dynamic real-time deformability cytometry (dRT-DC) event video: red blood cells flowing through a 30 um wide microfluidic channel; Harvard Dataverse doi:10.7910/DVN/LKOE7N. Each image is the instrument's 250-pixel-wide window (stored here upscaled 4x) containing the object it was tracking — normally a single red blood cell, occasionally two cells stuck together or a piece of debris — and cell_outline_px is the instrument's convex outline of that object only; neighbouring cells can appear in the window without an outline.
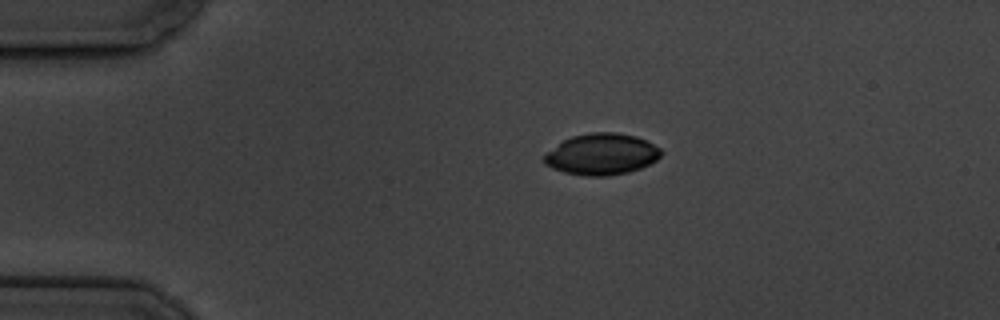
{"species": "common noctule bat (a hibernating species)", "species_latin": "Nyctalus noctula", "temperature_condition": "cold", "stored_images_in_passage": 7, "camera_frame_rate_fps": 3000, "um_per_image_px": 0.085, "animal": {"sex": "male", "body_mass_g": 19.5, "forearm_length_mm": 54.6}, "frame": {"image": 1, "passage_image": 1, "time_ms": 0.0, "image_size_px": [1000, 320], "cell_outline_px": [[664, 152], [656, 160], [640, 168], [628, 172], [608, 176], [584, 176], [564, 172], [552, 168], [544, 164], [540, 160], [548, 152], [564, 140], [572, 136], [592, 132], [616, 132], [636, 136], [660, 148]], "centroid_in_image_um": [51.13, 13.11], "position_along_channel_um": 33.9, "area_um2": 28.09}}
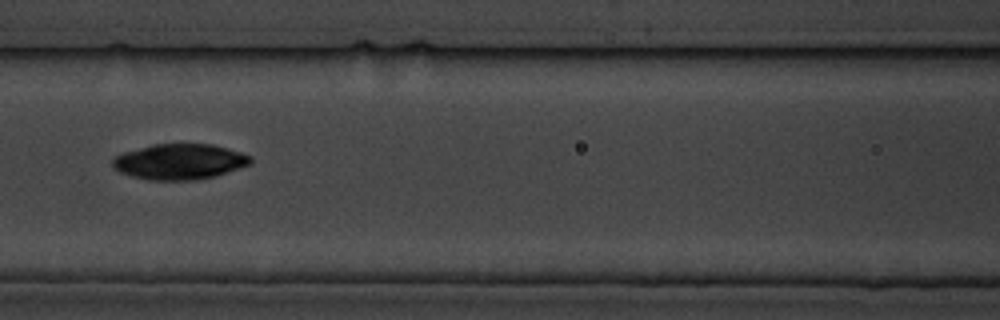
{"frame": {"image": 2, "passage_image": 5, "time_ms": 4.667, "image_size_px": [1000, 320], "cell_outline_px": [[252, 164], [216, 176], [196, 180], [148, 180], [132, 176], [120, 172], [112, 168], [112, 156], [124, 152], [152, 144], [212, 144], [228, 148], [252, 156]], "centroid_in_image_um": [15.26, 13.74], "position_along_channel_um": 151.3, "area_um2": 28.9}}
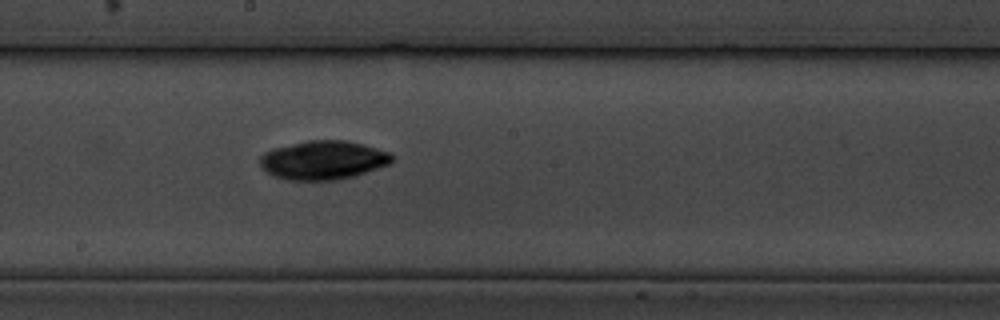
{"frame": {"image": 3, "passage_image": 7, "time_ms": 6.667, "image_size_px": [1000, 320], "cell_outline_px": [[392, 160], [388, 164], [356, 176], [336, 180], [288, 180], [272, 176], [260, 164], [260, 156], [264, 152], [276, 148], [308, 140], [344, 140], [376, 148], [388, 152], [392, 156]], "centroid_in_image_um": [27.45, 13.62], "position_along_channel_um": 220.7, "area_um2": 29.54}}